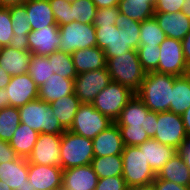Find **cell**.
Wrapping results in <instances>:
<instances>
[{
	"label": "cell",
	"instance_id": "6da1fadb",
	"mask_svg": "<svg viewBox=\"0 0 190 190\" xmlns=\"http://www.w3.org/2000/svg\"><path fill=\"white\" fill-rule=\"evenodd\" d=\"M174 75L150 71L146 73L136 95L153 112L170 111Z\"/></svg>",
	"mask_w": 190,
	"mask_h": 190
},
{
	"label": "cell",
	"instance_id": "7a4b0ae2",
	"mask_svg": "<svg viewBox=\"0 0 190 190\" xmlns=\"http://www.w3.org/2000/svg\"><path fill=\"white\" fill-rule=\"evenodd\" d=\"M106 67L113 82L124 85L135 94L140 90L147 73L134 49L119 57L109 58Z\"/></svg>",
	"mask_w": 190,
	"mask_h": 190
},
{
	"label": "cell",
	"instance_id": "3957f363",
	"mask_svg": "<svg viewBox=\"0 0 190 190\" xmlns=\"http://www.w3.org/2000/svg\"><path fill=\"white\" fill-rule=\"evenodd\" d=\"M20 122L38 133L61 135L66 130L61 126L50 104L36 99L21 106Z\"/></svg>",
	"mask_w": 190,
	"mask_h": 190
},
{
	"label": "cell",
	"instance_id": "277c9868",
	"mask_svg": "<svg viewBox=\"0 0 190 190\" xmlns=\"http://www.w3.org/2000/svg\"><path fill=\"white\" fill-rule=\"evenodd\" d=\"M60 146V167L63 170L89 165L94 158L92 139L77 135L69 130L61 134Z\"/></svg>",
	"mask_w": 190,
	"mask_h": 190
},
{
	"label": "cell",
	"instance_id": "5b68a950",
	"mask_svg": "<svg viewBox=\"0 0 190 190\" xmlns=\"http://www.w3.org/2000/svg\"><path fill=\"white\" fill-rule=\"evenodd\" d=\"M121 157L123 163L122 177L128 188L153 183L156 174L138 146H125Z\"/></svg>",
	"mask_w": 190,
	"mask_h": 190
},
{
	"label": "cell",
	"instance_id": "8992f818",
	"mask_svg": "<svg viewBox=\"0 0 190 190\" xmlns=\"http://www.w3.org/2000/svg\"><path fill=\"white\" fill-rule=\"evenodd\" d=\"M134 94L124 85L112 81L99 92L91 104L96 110L115 122Z\"/></svg>",
	"mask_w": 190,
	"mask_h": 190
},
{
	"label": "cell",
	"instance_id": "52a82bcc",
	"mask_svg": "<svg viewBox=\"0 0 190 190\" xmlns=\"http://www.w3.org/2000/svg\"><path fill=\"white\" fill-rule=\"evenodd\" d=\"M59 33L61 38L59 51L72 54L76 50L97 46L96 28L93 24L73 21L59 26Z\"/></svg>",
	"mask_w": 190,
	"mask_h": 190
},
{
	"label": "cell",
	"instance_id": "ba28073f",
	"mask_svg": "<svg viewBox=\"0 0 190 190\" xmlns=\"http://www.w3.org/2000/svg\"><path fill=\"white\" fill-rule=\"evenodd\" d=\"M114 122L96 110L92 104L82 103L74 117L69 131L93 139Z\"/></svg>",
	"mask_w": 190,
	"mask_h": 190
},
{
	"label": "cell",
	"instance_id": "9c48e42d",
	"mask_svg": "<svg viewBox=\"0 0 190 190\" xmlns=\"http://www.w3.org/2000/svg\"><path fill=\"white\" fill-rule=\"evenodd\" d=\"M187 137L181 115L171 111L157 112L154 139L180 150Z\"/></svg>",
	"mask_w": 190,
	"mask_h": 190
},
{
	"label": "cell",
	"instance_id": "30bf717a",
	"mask_svg": "<svg viewBox=\"0 0 190 190\" xmlns=\"http://www.w3.org/2000/svg\"><path fill=\"white\" fill-rule=\"evenodd\" d=\"M112 82L107 67L87 71L74 79V94L81 103L91 104L95 97Z\"/></svg>",
	"mask_w": 190,
	"mask_h": 190
},
{
	"label": "cell",
	"instance_id": "8fae6325",
	"mask_svg": "<svg viewBox=\"0 0 190 190\" xmlns=\"http://www.w3.org/2000/svg\"><path fill=\"white\" fill-rule=\"evenodd\" d=\"M160 59L158 68L160 73L174 76H184L186 72V62L183 55L182 42L180 40L166 37L159 46Z\"/></svg>",
	"mask_w": 190,
	"mask_h": 190
},
{
	"label": "cell",
	"instance_id": "7c38bea8",
	"mask_svg": "<svg viewBox=\"0 0 190 190\" xmlns=\"http://www.w3.org/2000/svg\"><path fill=\"white\" fill-rule=\"evenodd\" d=\"M61 135L39 133L27 161L37 165L60 167Z\"/></svg>",
	"mask_w": 190,
	"mask_h": 190
},
{
	"label": "cell",
	"instance_id": "4fadbf2b",
	"mask_svg": "<svg viewBox=\"0 0 190 190\" xmlns=\"http://www.w3.org/2000/svg\"><path fill=\"white\" fill-rule=\"evenodd\" d=\"M60 43L59 26L50 25L42 30H32L23 46L33 55L48 56L58 50Z\"/></svg>",
	"mask_w": 190,
	"mask_h": 190
},
{
	"label": "cell",
	"instance_id": "5bb4252c",
	"mask_svg": "<svg viewBox=\"0 0 190 190\" xmlns=\"http://www.w3.org/2000/svg\"><path fill=\"white\" fill-rule=\"evenodd\" d=\"M28 181L34 190L62 189L63 169L28 162Z\"/></svg>",
	"mask_w": 190,
	"mask_h": 190
},
{
	"label": "cell",
	"instance_id": "9a60e30c",
	"mask_svg": "<svg viewBox=\"0 0 190 190\" xmlns=\"http://www.w3.org/2000/svg\"><path fill=\"white\" fill-rule=\"evenodd\" d=\"M9 106L20 108L28 102L38 99V86L27 74L11 76L6 86Z\"/></svg>",
	"mask_w": 190,
	"mask_h": 190
},
{
	"label": "cell",
	"instance_id": "2e32d148",
	"mask_svg": "<svg viewBox=\"0 0 190 190\" xmlns=\"http://www.w3.org/2000/svg\"><path fill=\"white\" fill-rule=\"evenodd\" d=\"M31 57L23 44L0 47V67L10 76L27 74Z\"/></svg>",
	"mask_w": 190,
	"mask_h": 190
},
{
	"label": "cell",
	"instance_id": "e0dca14e",
	"mask_svg": "<svg viewBox=\"0 0 190 190\" xmlns=\"http://www.w3.org/2000/svg\"><path fill=\"white\" fill-rule=\"evenodd\" d=\"M0 180L4 181L11 190H34L28 181L27 158L18 157L14 161L1 163Z\"/></svg>",
	"mask_w": 190,
	"mask_h": 190
},
{
	"label": "cell",
	"instance_id": "ac0fdd59",
	"mask_svg": "<svg viewBox=\"0 0 190 190\" xmlns=\"http://www.w3.org/2000/svg\"><path fill=\"white\" fill-rule=\"evenodd\" d=\"M92 142L94 157L121 155L125 147L120 129L115 122L93 138Z\"/></svg>",
	"mask_w": 190,
	"mask_h": 190
},
{
	"label": "cell",
	"instance_id": "d6986e66",
	"mask_svg": "<svg viewBox=\"0 0 190 190\" xmlns=\"http://www.w3.org/2000/svg\"><path fill=\"white\" fill-rule=\"evenodd\" d=\"M98 176L91 164L63 170L62 190H95Z\"/></svg>",
	"mask_w": 190,
	"mask_h": 190
},
{
	"label": "cell",
	"instance_id": "ffe728a7",
	"mask_svg": "<svg viewBox=\"0 0 190 190\" xmlns=\"http://www.w3.org/2000/svg\"><path fill=\"white\" fill-rule=\"evenodd\" d=\"M138 147L144 153L146 161L155 174L179 152L175 147L160 143L154 138H149Z\"/></svg>",
	"mask_w": 190,
	"mask_h": 190
},
{
	"label": "cell",
	"instance_id": "44dd1931",
	"mask_svg": "<svg viewBox=\"0 0 190 190\" xmlns=\"http://www.w3.org/2000/svg\"><path fill=\"white\" fill-rule=\"evenodd\" d=\"M166 37L182 40L190 31V19L181 11L176 13H155L153 16Z\"/></svg>",
	"mask_w": 190,
	"mask_h": 190
},
{
	"label": "cell",
	"instance_id": "7402d4cb",
	"mask_svg": "<svg viewBox=\"0 0 190 190\" xmlns=\"http://www.w3.org/2000/svg\"><path fill=\"white\" fill-rule=\"evenodd\" d=\"M74 93V79H69L54 73L38 89V99L50 104L57 99Z\"/></svg>",
	"mask_w": 190,
	"mask_h": 190
},
{
	"label": "cell",
	"instance_id": "603a6c76",
	"mask_svg": "<svg viewBox=\"0 0 190 190\" xmlns=\"http://www.w3.org/2000/svg\"><path fill=\"white\" fill-rule=\"evenodd\" d=\"M71 56L77 75L106 67L104 51L97 46L76 50Z\"/></svg>",
	"mask_w": 190,
	"mask_h": 190
},
{
	"label": "cell",
	"instance_id": "cb8c5ba5",
	"mask_svg": "<svg viewBox=\"0 0 190 190\" xmlns=\"http://www.w3.org/2000/svg\"><path fill=\"white\" fill-rule=\"evenodd\" d=\"M31 30H42L50 25H57L49 0H27L24 3Z\"/></svg>",
	"mask_w": 190,
	"mask_h": 190
},
{
	"label": "cell",
	"instance_id": "d4e9b609",
	"mask_svg": "<svg viewBox=\"0 0 190 190\" xmlns=\"http://www.w3.org/2000/svg\"><path fill=\"white\" fill-rule=\"evenodd\" d=\"M150 110L143 101L136 95L128 101L121 111L119 118L115 121L118 126L142 127L145 123V117Z\"/></svg>",
	"mask_w": 190,
	"mask_h": 190
},
{
	"label": "cell",
	"instance_id": "484cf974",
	"mask_svg": "<svg viewBox=\"0 0 190 190\" xmlns=\"http://www.w3.org/2000/svg\"><path fill=\"white\" fill-rule=\"evenodd\" d=\"M156 177L190 187V170L180 152L175 154L164 167L156 174Z\"/></svg>",
	"mask_w": 190,
	"mask_h": 190
},
{
	"label": "cell",
	"instance_id": "4316f807",
	"mask_svg": "<svg viewBox=\"0 0 190 190\" xmlns=\"http://www.w3.org/2000/svg\"><path fill=\"white\" fill-rule=\"evenodd\" d=\"M81 101L73 93L50 103L53 113L65 130H69Z\"/></svg>",
	"mask_w": 190,
	"mask_h": 190
},
{
	"label": "cell",
	"instance_id": "83f0119b",
	"mask_svg": "<svg viewBox=\"0 0 190 190\" xmlns=\"http://www.w3.org/2000/svg\"><path fill=\"white\" fill-rule=\"evenodd\" d=\"M156 0H120V13L129 17L130 19L142 22L150 19L155 14Z\"/></svg>",
	"mask_w": 190,
	"mask_h": 190
},
{
	"label": "cell",
	"instance_id": "f1b7e54d",
	"mask_svg": "<svg viewBox=\"0 0 190 190\" xmlns=\"http://www.w3.org/2000/svg\"><path fill=\"white\" fill-rule=\"evenodd\" d=\"M39 133L20 123L9 144L19 157L28 158L37 141Z\"/></svg>",
	"mask_w": 190,
	"mask_h": 190
},
{
	"label": "cell",
	"instance_id": "f546056e",
	"mask_svg": "<svg viewBox=\"0 0 190 190\" xmlns=\"http://www.w3.org/2000/svg\"><path fill=\"white\" fill-rule=\"evenodd\" d=\"M190 107V78L174 76L170 111L182 115Z\"/></svg>",
	"mask_w": 190,
	"mask_h": 190
},
{
	"label": "cell",
	"instance_id": "4dcf8cb0",
	"mask_svg": "<svg viewBox=\"0 0 190 190\" xmlns=\"http://www.w3.org/2000/svg\"><path fill=\"white\" fill-rule=\"evenodd\" d=\"M10 10L12 27L14 32V41L17 44H24L26 37L32 31L29 24V16L25 5H12Z\"/></svg>",
	"mask_w": 190,
	"mask_h": 190
},
{
	"label": "cell",
	"instance_id": "1f68e13d",
	"mask_svg": "<svg viewBox=\"0 0 190 190\" xmlns=\"http://www.w3.org/2000/svg\"><path fill=\"white\" fill-rule=\"evenodd\" d=\"M91 165L98 179L122 176L123 163L121 155L94 157Z\"/></svg>",
	"mask_w": 190,
	"mask_h": 190
},
{
	"label": "cell",
	"instance_id": "d6a6232c",
	"mask_svg": "<svg viewBox=\"0 0 190 190\" xmlns=\"http://www.w3.org/2000/svg\"><path fill=\"white\" fill-rule=\"evenodd\" d=\"M27 73L38 86H42L54 74L47 56L33 55Z\"/></svg>",
	"mask_w": 190,
	"mask_h": 190
},
{
	"label": "cell",
	"instance_id": "836d02e7",
	"mask_svg": "<svg viewBox=\"0 0 190 190\" xmlns=\"http://www.w3.org/2000/svg\"><path fill=\"white\" fill-rule=\"evenodd\" d=\"M19 109L8 106L0 110V140L10 142L20 125Z\"/></svg>",
	"mask_w": 190,
	"mask_h": 190
},
{
	"label": "cell",
	"instance_id": "e575fe53",
	"mask_svg": "<svg viewBox=\"0 0 190 190\" xmlns=\"http://www.w3.org/2000/svg\"><path fill=\"white\" fill-rule=\"evenodd\" d=\"M165 38V33L154 17L140 23V45L160 46Z\"/></svg>",
	"mask_w": 190,
	"mask_h": 190
},
{
	"label": "cell",
	"instance_id": "d590c367",
	"mask_svg": "<svg viewBox=\"0 0 190 190\" xmlns=\"http://www.w3.org/2000/svg\"><path fill=\"white\" fill-rule=\"evenodd\" d=\"M47 57L54 73L69 79L77 77L71 54L57 50Z\"/></svg>",
	"mask_w": 190,
	"mask_h": 190
},
{
	"label": "cell",
	"instance_id": "8d00e7d4",
	"mask_svg": "<svg viewBox=\"0 0 190 190\" xmlns=\"http://www.w3.org/2000/svg\"><path fill=\"white\" fill-rule=\"evenodd\" d=\"M140 23L141 22L134 21L121 13L116 19L115 26L123 29L127 45L134 50H137L140 45Z\"/></svg>",
	"mask_w": 190,
	"mask_h": 190
},
{
	"label": "cell",
	"instance_id": "74e56055",
	"mask_svg": "<svg viewBox=\"0 0 190 190\" xmlns=\"http://www.w3.org/2000/svg\"><path fill=\"white\" fill-rule=\"evenodd\" d=\"M72 22L79 21L80 23L93 24L97 7L93 0H76L71 3Z\"/></svg>",
	"mask_w": 190,
	"mask_h": 190
},
{
	"label": "cell",
	"instance_id": "f35d334b",
	"mask_svg": "<svg viewBox=\"0 0 190 190\" xmlns=\"http://www.w3.org/2000/svg\"><path fill=\"white\" fill-rule=\"evenodd\" d=\"M130 50L133 49L127 45L125 32H123V29L117 28L114 25L112 41L104 50L106 61L112 57H119Z\"/></svg>",
	"mask_w": 190,
	"mask_h": 190
},
{
	"label": "cell",
	"instance_id": "ab89813d",
	"mask_svg": "<svg viewBox=\"0 0 190 190\" xmlns=\"http://www.w3.org/2000/svg\"><path fill=\"white\" fill-rule=\"evenodd\" d=\"M137 53L139 61L147 73L158 68L160 59L159 46L139 45Z\"/></svg>",
	"mask_w": 190,
	"mask_h": 190
},
{
	"label": "cell",
	"instance_id": "60d3db41",
	"mask_svg": "<svg viewBox=\"0 0 190 190\" xmlns=\"http://www.w3.org/2000/svg\"><path fill=\"white\" fill-rule=\"evenodd\" d=\"M16 44L12 27L10 10L0 6V47Z\"/></svg>",
	"mask_w": 190,
	"mask_h": 190
},
{
	"label": "cell",
	"instance_id": "b9f144b4",
	"mask_svg": "<svg viewBox=\"0 0 190 190\" xmlns=\"http://www.w3.org/2000/svg\"><path fill=\"white\" fill-rule=\"evenodd\" d=\"M125 146H138L149 139L141 127L118 126Z\"/></svg>",
	"mask_w": 190,
	"mask_h": 190
},
{
	"label": "cell",
	"instance_id": "7bdbcfd3",
	"mask_svg": "<svg viewBox=\"0 0 190 190\" xmlns=\"http://www.w3.org/2000/svg\"><path fill=\"white\" fill-rule=\"evenodd\" d=\"M49 3L58 26L72 22L71 3L63 0H49Z\"/></svg>",
	"mask_w": 190,
	"mask_h": 190
},
{
	"label": "cell",
	"instance_id": "ee69618b",
	"mask_svg": "<svg viewBox=\"0 0 190 190\" xmlns=\"http://www.w3.org/2000/svg\"><path fill=\"white\" fill-rule=\"evenodd\" d=\"M119 14L120 9L118 6L99 8L96 11L93 25L94 27L115 25Z\"/></svg>",
	"mask_w": 190,
	"mask_h": 190
},
{
	"label": "cell",
	"instance_id": "f6af8a7d",
	"mask_svg": "<svg viewBox=\"0 0 190 190\" xmlns=\"http://www.w3.org/2000/svg\"><path fill=\"white\" fill-rule=\"evenodd\" d=\"M95 190H128V186L122 176H111L98 179Z\"/></svg>",
	"mask_w": 190,
	"mask_h": 190
},
{
	"label": "cell",
	"instance_id": "bcb514c9",
	"mask_svg": "<svg viewBox=\"0 0 190 190\" xmlns=\"http://www.w3.org/2000/svg\"><path fill=\"white\" fill-rule=\"evenodd\" d=\"M95 28L97 47L104 51L112 41L114 25L99 26Z\"/></svg>",
	"mask_w": 190,
	"mask_h": 190
},
{
	"label": "cell",
	"instance_id": "7dc6e473",
	"mask_svg": "<svg viewBox=\"0 0 190 190\" xmlns=\"http://www.w3.org/2000/svg\"><path fill=\"white\" fill-rule=\"evenodd\" d=\"M185 0H156L155 13H176L181 11Z\"/></svg>",
	"mask_w": 190,
	"mask_h": 190
},
{
	"label": "cell",
	"instance_id": "c3c4849f",
	"mask_svg": "<svg viewBox=\"0 0 190 190\" xmlns=\"http://www.w3.org/2000/svg\"><path fill=\"white\" fill-rule=\"evenodd\" d=\"M18 157L9 142L0 140V164L14 161Z\"/></svg>",
	"mask_w": 190,
	"mask_h": 190
},
{
	"label": "cell",
	"instance_id": "681fc988",
	"mask_svg": "<svg viewBox=\"0 0 190 190\" xmlns=\"http://www.w3.org/2000/svg\"><path fill=\"white\" fill-rule=\"evenodd\" d=\"M155 190H190L189 186H181L177 183L155 178L153 181Z\"/></svg>",
	"mask_w": 190,
	"mask_h": 190
},
{
	"label": "cell",
	"instance_id": "f907efd6",
	"mask_svg": "<svg viewBox=\"0 0 190 190\" xmlns=\"http://www.w3.org/2000/svg\"><path fill=\"white\" fill-rule=\"evenodd\" d=\"M157 123V112L149 111L147 117H145V123L142 128L147 133L149 138H154L155 136V126Z\"/></svg>",
	"mask_w": 190,
	"mask_h": 190
},
{
	"label": "cell",
	"instance_id": "816d5d0a",
	"mask_svg": "<svg viewBox=\"0 0 190 190\" xmlns=\"http://www.w3.org/2000/svg\"><path fill=\"white\" fill-rule=\"evenodd\" d=\"M187 168L190 170V137H187L182 144L181 149L179 150Z\"/></svg>",
	"mask_w": 190,
	"mask_h": 190
},
{
	"label": "cell",
	"instance_id": "f5cc1de1",
	"mask_svg": "<svg viewBox=\"0 0 190 190\" xmlns=\"http://www.w3.org/2000/svg\"><path fill=\"white\" fill-rule=\"evenodd\" d=\"M183 55L186 64L190 62V31L186 34V36L181 40Z\"/></svg>",
	"mask_w": 190,
	"mask_h": 190
},
{
	"label": "cell",
	"instance_id": "db71d44e",
	"mask_svg": "<svg viewBox=\"0 0 190 190\" xmlns=\"http://www.w3.org/2000/svg\"><path fill=\"white\" fill-rule=\"evenodd\" d=\"M120 0H93L96 7L99 8H108L112 6H118Z\"/></svg>",
	"mask_w": 190,
	"mask_h": 190
},
{
	"label": "cell",
	"instance_id": "11a10c76",
	"mask_svg": "<svg viewBox=\"0 0 190 190\" xmlns=\"http://www.w3.org/2000/svg\"><path fill=\"white\" fill-rule=\"evenodd\" d=\"M187 136L190 137V107L181 115Z\"/></svg>",
	"mask_w": 190,
	"mask_h": 190
},
{
	"label": "cell",
	"instance_id": "9f6ffc18",
	"mask_svg": "<svg viewBox=\"0 0 190 190\" xmlns=\"http://www.w3.org/2000/svg\"><path fill=\"white\" fill-rule=\"evenodd\" d=\"M11 76L7 74L1 67H0V88H6L9 84Z\"/></svg>",
	"mask_w": 190,
	"mask_h": 190
},
{
	"label": "cell",
	"instance_id": "6f0895ef",
	"mask_svg": "<svg viewBox=\"0 0 190 190\" xmlns=\"http://www.w3.org/2000/svg\"><path fill=\"white\" fill-rule=\"evenodd\" d=\"M9 106V99L7 98V91L5 88H0V110Z\"/></svg>",
	"mask_w": 190,
	"mask_h": 190
},
{
	"label": "cell",
	"instance_id": "680465c9",
	"mask_svg": "<svg viewBox=\"0 0 190 190\" xmlns=\"http://www.w3.org/2000/svg\"><path fill=\"white\" fill-rule=\"evenodd\" d=\"M27 0H0V6L23 5Z\"/></svg>",
	"mask_w": 190,
	"mask_h": 190
},
{
	"label": "cell",
	"instance_id": "91938a15",
	"mask_svg": "<svg viewBox=\"0 0 190 190\" xmlns=\"http://www.w3.org/2000/svg\"><path fill=\"white\" fill-rule=\"evenodd\" d=\"M128 190H155L153 183L128 188Z\"/></svg>",
	"mask_w": 190,
	"mask_h": 190
},
{
	"label": "cell",
	"instance_id": "94428289",
	"mask_svg": "<svg viewBox=\"0 0 190 190\" xmlns=\"http://www.w3.org/2000/svg\"><path fill=\"white\" fill-rule=\"evenodd\" d=\"M181 12H183L190 19V0L184 1Z\"/></svg>",
	"mask_w": 190,
	"mask_h": 190
},
{
	"label": "cell",
	"instance_id": "6125c7cd",
	"mask_svg": "<svg viewBox=\"0 0 190 190\" xmlns=\"http://www.w3.org/2000/svg\"><path fill=\"white\" fill-rule=\"evenodd\" d=\"M0 190H11L8 185L5 184L4 181L0 180Z\"/></svg>",
	"mask_w": 190,
	"mask_h": 190
},
{
	"label": "cell",
	"instance_id": "be15d7a7",
	"mask_svg": "<svg viewBox=\"0 0 190 190\" xmlns=\"http://www.w3.org/2000/svg\"><path fill=\"white\" fill-rule=\"evenodd\" d=\"M185 76L190 78V62H188L186 64V72H185Z\"/></svg>",
	"mask_w": 190,
	"mask_h": 190
},
{
	"label": "cell",
	"instance_id": "e7e4bbea",
	"mask_svg": "<svg viewBox=\"0 0 190 190\" xmlns=\"http://www.w3.org/2000/svg\"><path fill=\"white\" fill-rule=\"evenodd\" d=\"M63 1L68 2V3H73L76 0H63Z\"/></svg>",
	"mask_w": 190,
	"mask_h": 190
}]
</instances>
